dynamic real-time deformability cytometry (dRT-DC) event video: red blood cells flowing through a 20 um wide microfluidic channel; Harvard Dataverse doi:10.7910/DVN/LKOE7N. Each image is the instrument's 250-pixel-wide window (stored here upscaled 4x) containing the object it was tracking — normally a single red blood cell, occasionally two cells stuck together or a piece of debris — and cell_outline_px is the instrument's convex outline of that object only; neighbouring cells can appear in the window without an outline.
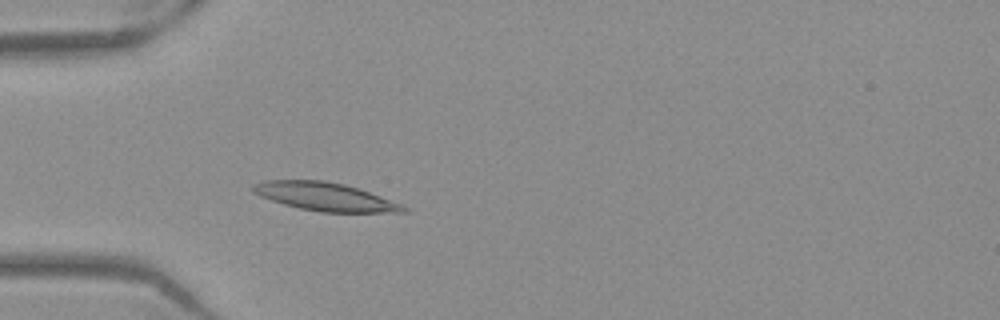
{"species": "Egyptian fruit bat (a non-hibernating species)", "species_latin": "Rousettus aegyptiacus", "temperature_condition": "warm", "stored_images_in_passage": 48, "camera_frame_rate_fps": 3000, "um_per_image_px": 0.085, "frame": {"image": 1, "passage_image": 12, "time_ms": 3.667, "image_size_px": [1000, 320], "cell_outline_px": [[408, 212], [320, 212], [300, 208], [284, 204], [260, 196], [252, 192], [252, 184], [264, 180], [324, 180], [344, 184], [380, 196], [400, 204], [408, 208]], "centroid_in_image_um": [27.58, 16.71], "position_along_channel_um": 57.4, "area_um2": 24.51}}
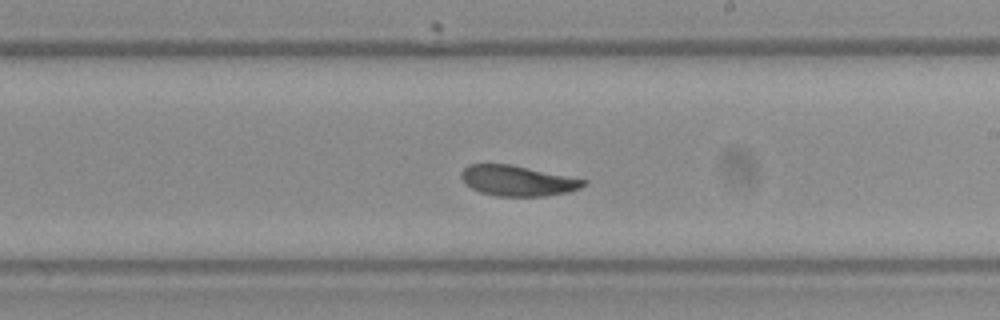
{"frame": {"image": 2, "passage_image": 27, "time_ms": 8.667, "image_size_px": [1000, 320], "cell_outline_px": [[588, 184], [580, 188], [568, 192], [544, 196], [496, 196], [480, 192], [464, 184], [460, 176], [460, 172], [468, 164], [512, 164], [588, 180]], "centroid_in_image_um": [43.99, 15.35], "position_along_channel_um": 245.0, "area_um2": 21.91}}
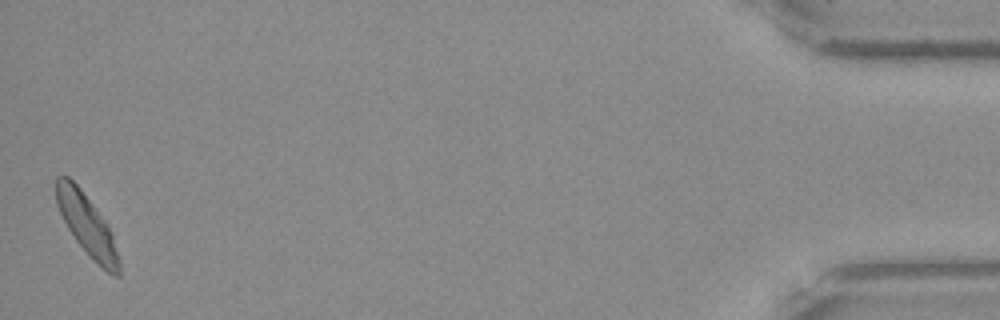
{"frame": {"image": 3, "passage_image": 48, "time_ms": 15.667, "image_size_px": [1000, 320], "cell_outline_px": [[120, 276], [116, 276], [108, 272], [96, 264], [92, 260], [76, 240], [68, 228], [56, 204], [56, 176], [68, 176], [80, 188], [104, 220], [112, 232], [120, 260]], "centroid_in_image_um": [7.41, 19.16], "position_along_channel_um": 427.8, "area_um2": 22.08}, "authors_computed_cell_mechanics": {"area_um2": 22.4553, "velocity_mm_per_s": 3.8844, "shape_relaxation_time_tau1_ms": 4.8732, "shape_relaxation_time_tau2_ms": 6.2947, "deformation_change_tau1": 0.1307, "deformation_change_tau2": 0.111}}